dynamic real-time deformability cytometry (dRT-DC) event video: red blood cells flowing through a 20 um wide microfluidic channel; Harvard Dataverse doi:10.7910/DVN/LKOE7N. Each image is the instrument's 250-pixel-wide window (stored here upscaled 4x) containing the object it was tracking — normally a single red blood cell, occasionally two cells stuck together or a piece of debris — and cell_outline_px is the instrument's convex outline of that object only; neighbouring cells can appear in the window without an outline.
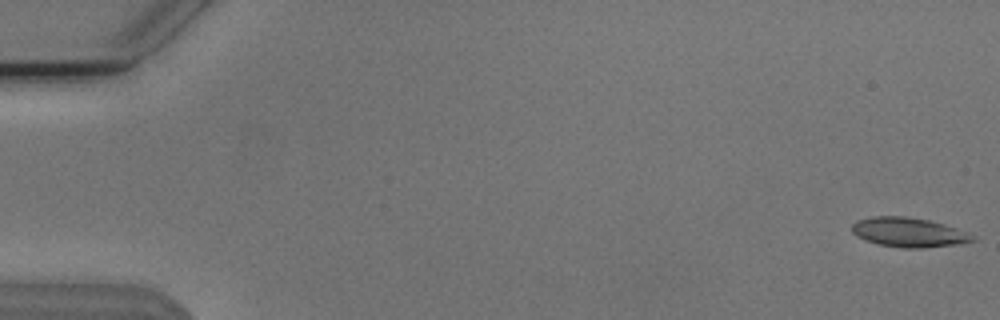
{"species": "Egyptian fruit bat (a non-hibernating species)", "species_latin": "Rousettus aegyptiacus", "temperature_condition": "cold", "stored_images_in_passage": 54, "camera_frame_rate_fps": 3000, "um_per_image_px": 0.085, "animal": {"sex": "male"}, "frame": {"image": 1, "passage_image": 1, "time_ms": 0.0, "image_size_px": [1000, 320], "cell_outline_px": [[976, 240], [956, 244], [924, 248], [904, 248], [876, 244], [864, 240], [856, 236], [852, 232], [852, 224], [856, 220], [872, 216], [904, 216], [928, 220], [944, 224], [968, 232]], "centroid_in_image_um": [77.19, 19.75], "position_along_channel_um": 7.8, "area_um2": 20.75}}
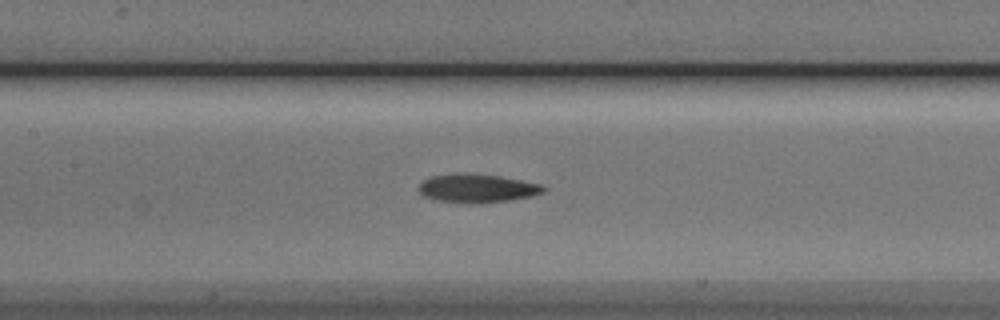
{"frame": {"image": 2, "passage_image": 26, "time_ms": 8.333, "image_size_px": [1000, 320], "cell_outline_px": [[548, 188], [544, 192], [532, 196], [512, 200], [476, 204], [468, 204], [436, 200], [424, 196], [416, 188], [424, 180], [432, 176], [464, 172], [500, 176], [544, 184]], "centroid_in_image_um": [40.6, 16.01], "position_along_channel_um": 166.8, "area_um2": 21.21}}
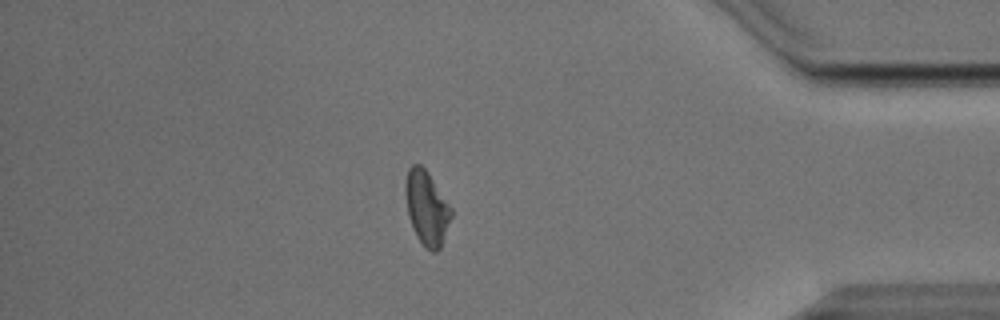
{"frame": {"image": 3, "passage_image": 47, "time_ms": 15.333, "image_size_px": [1000, 320], "cell_outline_px": [[452, 216], [440, 248], [436, 252], [432, 252], [424, 248], [416, 236], [408, 216], [404, 192], [404, 184], [408, 168], [412, 164], [420, 164], [428, 172], [452, 208]], "centroid_in_image_um": [36.25, 17.67], "position_along_channel_um": 399.0, "area_um2": 20.0}, "authors_computed_cell_mechanics": {"area_um2": 20.3745, "velocity_mm_per_s": 3.7906, "shape_relaxation_time_tau1_ms": 6.9744, "shape_relaxation_time_tau2_ms": 8.664, "deformation_change_tau1": 0.1489, "deformation_change_tau2": 0.15}}